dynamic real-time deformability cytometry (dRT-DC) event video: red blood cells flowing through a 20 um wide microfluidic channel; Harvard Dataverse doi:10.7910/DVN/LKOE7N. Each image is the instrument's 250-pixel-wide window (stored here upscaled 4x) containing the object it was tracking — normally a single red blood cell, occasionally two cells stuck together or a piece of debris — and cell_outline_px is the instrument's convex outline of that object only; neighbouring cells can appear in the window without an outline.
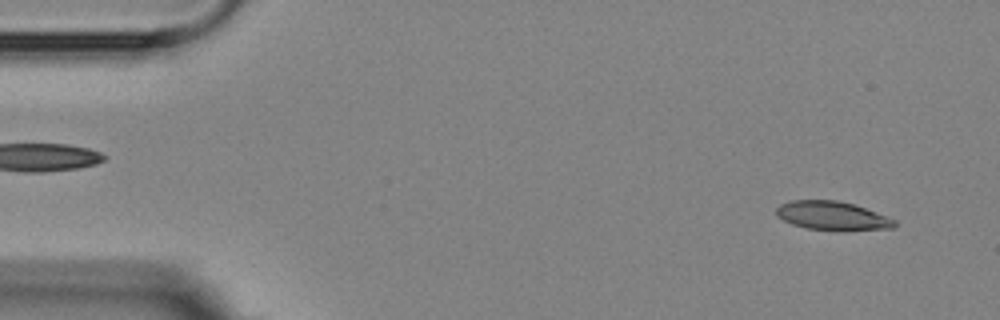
{"species": "Egyptian fruit bat (a non-hibernating species)", "species_latin": "Rousettus aegyptiacus", "temperature_condition": "room temperature", "stored_images_in_passage": 4, "camera_frame_rate_fps": 3000, "um_per_image_px": 0.085, "animal": {"sex": "female"}, "frame": {"image": 1, "passage_image": 4, "time_ms": 3.667, "image_size_px": [1000, 320], "cell_outline_px": [[896, 228], [844, 232], [840, 232], [808, 228], [792, 224], [776, 216], [776, 208], [780, 204], [792, 200], [836, 200], [852, 204], [864, 208], [896, 220]], "centroid_in_image_um": [70.76, 18.37], "position_along_channel_um": 14.2, "area_um2": 20.11}}